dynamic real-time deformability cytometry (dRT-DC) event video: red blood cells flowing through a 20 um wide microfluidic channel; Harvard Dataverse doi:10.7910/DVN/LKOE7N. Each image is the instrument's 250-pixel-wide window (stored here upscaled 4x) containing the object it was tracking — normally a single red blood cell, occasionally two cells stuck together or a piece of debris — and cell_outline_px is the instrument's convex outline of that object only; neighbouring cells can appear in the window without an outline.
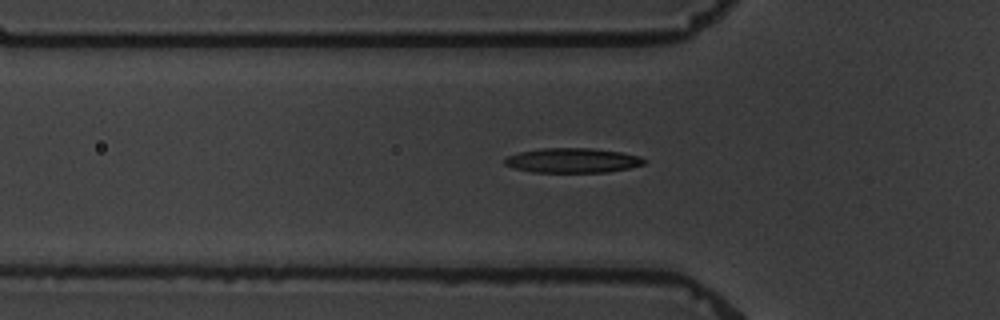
{"species": "common noctule bat (a hibernating species)", "species_latin": "Nyctalus noctula", "temperature_condition": "warm", "stored_images_in_passage": 6, "camera_frame_rate_fps": 3000, "um_per_image_px": 0.085, "animal": {"sex": "male", "body_mass_g": 19.5, "forearm_length_mm": 54.6}, "frame": {"image": 1, "passage_image": 6, "time_ms": 6.667, "image_size_px": [1000, 320], "cell_outline_px": [[648, 160], [644, 164], [628, 168], [608, 172], [532, 172], [516, 168], [504, 164], [504, 160], [508, 156], [520, 152], [540, 148], [592, 148], [620, 152], [640, 156]], "centroid_in_image_um": [48.69, 13.63], "position_along_channel_um": 77.1, "area_um2": 20.0}}